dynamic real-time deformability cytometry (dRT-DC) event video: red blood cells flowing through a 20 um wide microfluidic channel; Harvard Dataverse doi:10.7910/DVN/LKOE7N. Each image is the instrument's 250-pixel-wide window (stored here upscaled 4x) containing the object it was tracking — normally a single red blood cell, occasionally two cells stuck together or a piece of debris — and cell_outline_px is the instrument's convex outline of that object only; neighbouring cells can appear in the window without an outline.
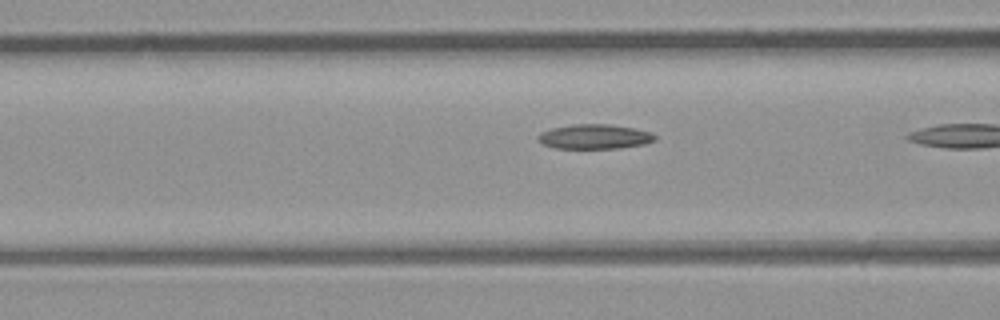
{"species": "common noctule bat (a hibernating species)", "species_latin": "Nyctalus noctula", "temperature_condition": "room temperature", "stored_images_in_passage": 9, "camera_frame_rate_fps": 3000, "um_per_image_px": 0.085, "animal": {"sex": "male", "body_mass_g": 23.1, "forearm_length_mm": 52.7}, "frame": {"image": 1, "passage_image": 8, "time_ms": 2.333, "image_size_px": [1000, 320], "cell_outline_px": [[656, 140], [644, 144], [616, 148], [556, 148], [540, 144], [536, 140], [536, 136], [540, 132], [552, 128], [572, 124], [608, 124], [632, 128], [652, 132], [656, 136]], "centroid_in_image_um": [50.48, 11.61], "position_along_channel_um": 116.1, "area_um2": 16.88}}